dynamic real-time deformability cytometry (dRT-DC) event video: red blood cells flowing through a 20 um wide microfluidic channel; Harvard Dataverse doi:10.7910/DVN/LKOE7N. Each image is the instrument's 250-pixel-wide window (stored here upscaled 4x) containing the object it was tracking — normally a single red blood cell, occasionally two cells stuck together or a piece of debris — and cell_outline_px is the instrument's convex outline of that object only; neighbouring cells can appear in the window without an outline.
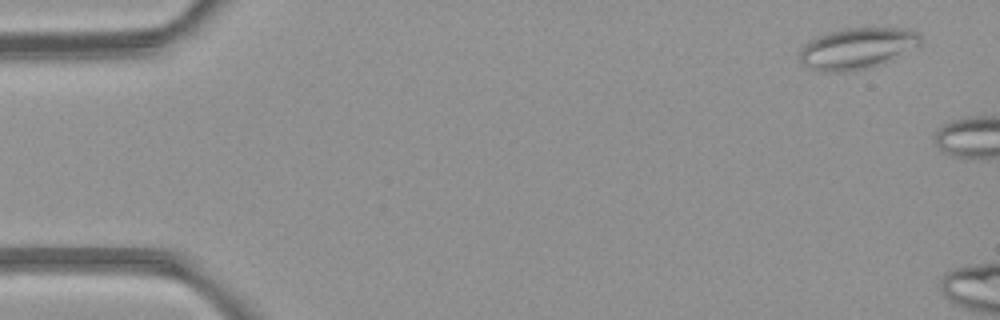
{"species": "common noctule bat (a hibernating species)", "species_latin": "Nyctalus noctula", "temperature_condition": "room temperature", "stored_images_in_passage": 2, "camera_frame_rate_fps": 3000, "um_per_image_px": 0.085, "animal": {"sex": "female", "body_mass_g": 21.9}, "frame": {"image": 1, "passage_image": 1, "time_ms": 0.0, "image_size_px": [1000, 320], "cell_outline_px": [[920, 44], [876, 64], [864, 68], [844, 72], [820, 72], [808, 68], [800, 60], [800, 52], [804, 44], [828, 32], [844, 28], [904, 28], [916, 32], [920, 36]], "centroid_in_image_um": [72.77, 4.1], "position_along_channel_um": 12.2, "area_um2": 28.09}}